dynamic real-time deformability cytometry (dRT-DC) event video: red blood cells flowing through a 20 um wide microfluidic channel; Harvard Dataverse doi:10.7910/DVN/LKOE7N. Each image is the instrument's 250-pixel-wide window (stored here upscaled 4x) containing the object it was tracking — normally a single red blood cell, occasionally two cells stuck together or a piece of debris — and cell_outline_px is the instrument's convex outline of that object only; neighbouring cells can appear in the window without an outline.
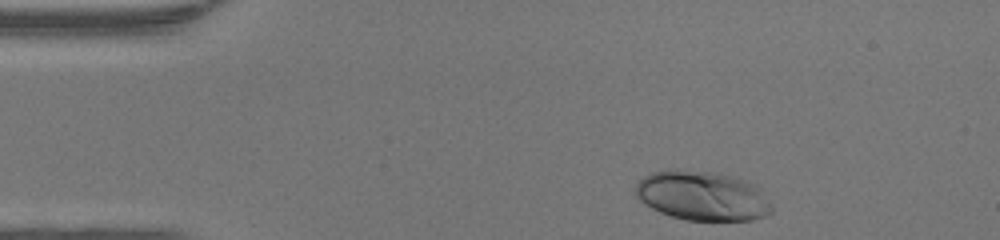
{"species": "human", "species_latin": "Homo sapiens", "temperature_condition": "warm", "stored_images_in_passage": 33, "camera_frame_rate_fps": 3000, "um_per_image_px": 0.085, "donor": {"sex": "female"}, "frame": {"image": 1, "passage_image": 1, "time_ms": 0.0, "image_size_px": [1000, 240], "cell_outline_px": [[772, 212], [764, 216], [752, 220], [684, 220], [660, 212], [644, 204], [636, 196], [632, 188], [644, 176], [652, 172], [668, 168], [676, 168], [716, 172], [732, 176], [756, 184], [760, 188], [772, 208]], "centroid_in_image_um": [59.65, 16.62], "position_along_channel_um": 25.3, "area_um2": 39.77}}
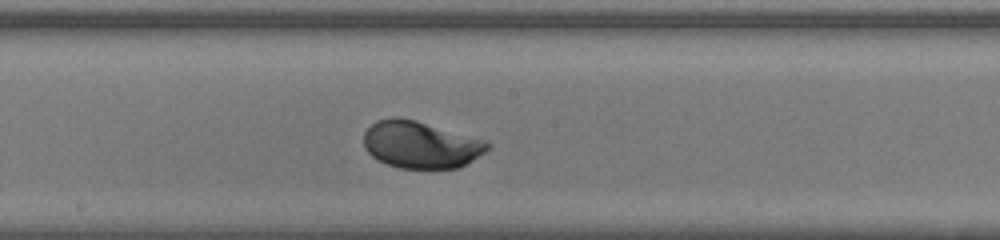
{"frame": {"image": 2, "passage_image": 19, "time_ms": 6.0, "image_size_px": [1000, 240], "cell_outline_px": [[492, 144], [484, 152], [460, 168], [400, 168], [376, 160], [364, 148], [364, 132], [376, 120], [392, 116], [396, 116], [416, 120], [488, 140]], "centroid_in_image_um": [35.76, 12.28], "position_along_channel_um": 212.4, "area_um2": 34.22}}
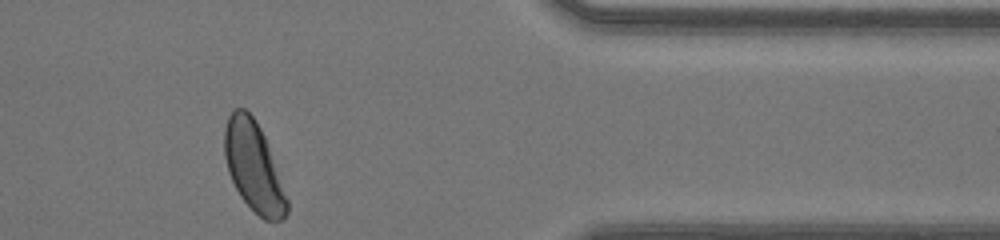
{"frame": {"image": 3, "passage_image": 33, "time_ms": 10.667, "image_size_px": [1000, 240], "cell_outline_px": [[288, 212], [284, 220], [264, 220], [240, 196], [228, 172], [224, 156], [224, 128], [228, 116], [232, 108], [244, 108], [256, 120], [264, 136], [288, 200]], "centroid_in_image_um": [21.53, 14.15], "position_along_channel_um": 389.9, "area_um2": 32.25}, "authors_computed_cell_mechanics": {"area_um2": 33.813, "velocity_mm_per_s": 4.3107, "shape_relaxation_time_tau1_ms": 1.6807, "shape_relaxation_time_tau2_ms": null, "deformation_change_tau1": 0.1411, "deformation_change_tau2": null}}